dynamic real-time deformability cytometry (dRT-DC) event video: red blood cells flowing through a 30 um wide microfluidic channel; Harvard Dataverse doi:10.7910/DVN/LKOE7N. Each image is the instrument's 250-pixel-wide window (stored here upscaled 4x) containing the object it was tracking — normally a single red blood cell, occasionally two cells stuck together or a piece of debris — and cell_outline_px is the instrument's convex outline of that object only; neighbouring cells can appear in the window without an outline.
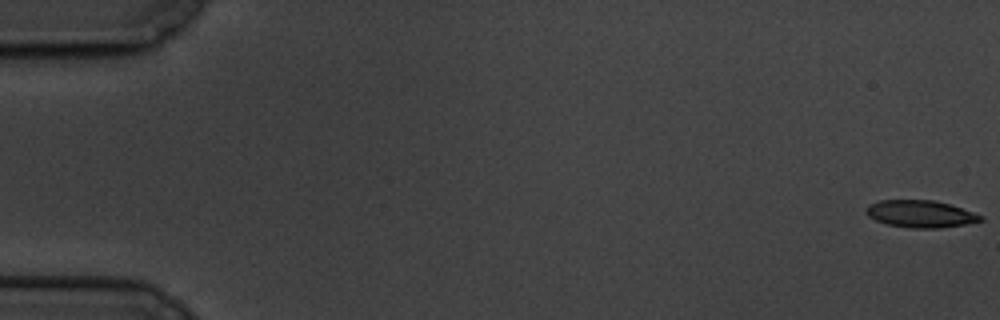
{"species": "common noctule bat (a hibernating species)", "species_latin": "Nyctalus noctula", "temperature_condition": "cold", "stored_images_in_passage": 26, "camera_frame_rate_fps": 3000, "um_per_image_px": 0.085, "animal": {"sex": "male", "body_mass_g": 19.5, "forearm_length_mm": 54.6}, "frame": {"image": 1, "passage_image": 1, "time_ms": 0.0, "image_size_px": [1000, 320], "cell_outline_px": [[984, 220], [964, 224], [940, 228], [908, 228], [888, 224], [876, 220], [868, 216], [864, 212], [864, 208], [868, 204], [880, 200], [932, 200], [948, 204], [984, 216]], "centroid_in_image_um": [78.19, 18.18], "position_along_channel_um": 6.8, "area_um2": 18.09}}
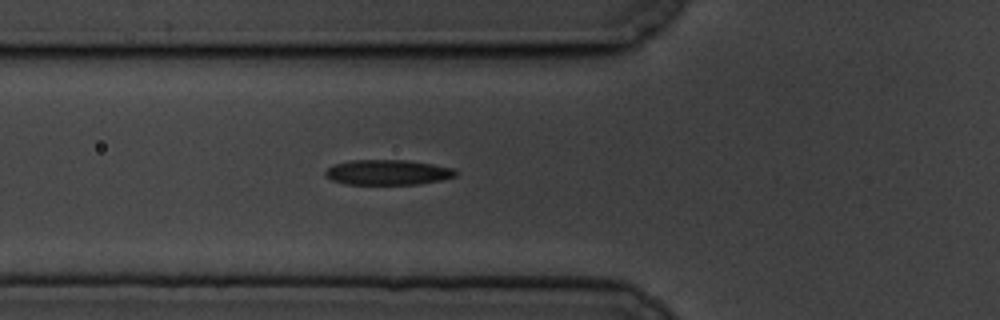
{"frame": {"image": 2, "passage_image": 22, "time_ms": 7.0, "image_size_px": [1000, 320], "cell_outline_px": [[456, 176], [440, 180], [420, 184], [344, 184], [332, 180], [324, 176], [324, 172], [332, 164], [352, 160], [408, 160], [432, 164], [452, 168], [456, 172]], "centroid_in_image_um": [32.91, 14.65], "position_along_channel_um": 92.9, "area_um2": 19.13}}
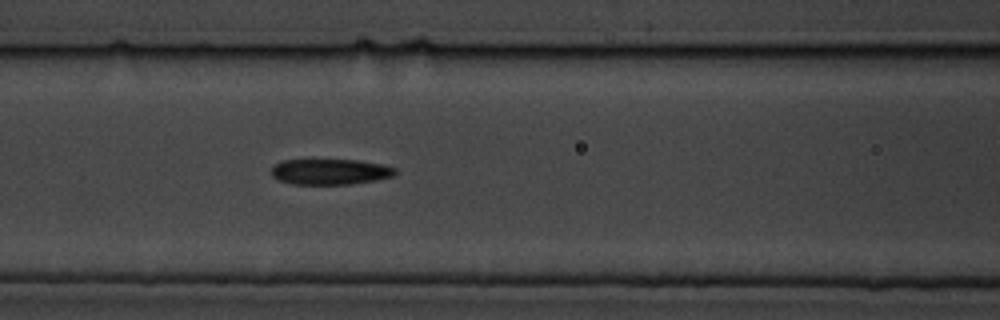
{"frame": {"image": 3, "passage_image": 26, "time_ms": 1675.0, "image_size_px": [1000, 320], "cell_outline_px": [[396, 172], [392, 176], [376, 180], [348, 184], [292, 184], [280, 180], [272, 176], [272, 164], [284, 160], [360, 160], [384, 164], [396, 168]], "centroid_in_image_um": [28.07, 14.59], "position_along_channel_um": 138.5, "area_um2": 18.55}}